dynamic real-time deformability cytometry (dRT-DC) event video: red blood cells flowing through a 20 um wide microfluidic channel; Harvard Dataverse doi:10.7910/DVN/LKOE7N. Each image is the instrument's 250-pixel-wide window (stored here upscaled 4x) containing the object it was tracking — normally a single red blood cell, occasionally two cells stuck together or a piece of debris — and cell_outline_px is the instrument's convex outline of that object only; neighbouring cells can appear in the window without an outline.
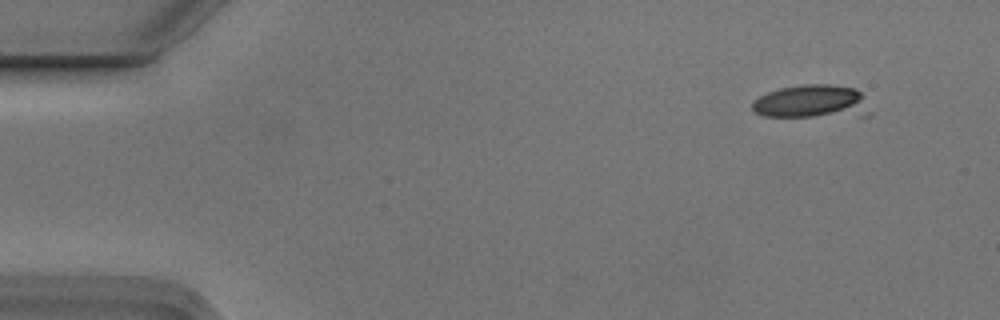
{"species": "Egyptian fruit bat (a non-hibernating species)", "species_latin": "Rousettus aegyptiacus", "temperature_condition": "cold", "stored_images_in_passage": 2, "camera_frame_rate_fps": 3000, "um_per_image_px": 0.085, "animal": {"sex": "male"}, "frame": {"image": 1, "passage_image": 2, "time_ms": 0.333, "image_size_px": [1000, 320], "cell_outline_px": [[872, 116], [764, 116], [756, 112], [752, 108], [752, 100], [768, 92], [780, 88], [800, 84], [832, 84], [856, 88], [864, 96]], "centroid_in_image_um": [69.06, 8.63], "position_along_channel_um": 15.9, "area_um2": 23.18}}